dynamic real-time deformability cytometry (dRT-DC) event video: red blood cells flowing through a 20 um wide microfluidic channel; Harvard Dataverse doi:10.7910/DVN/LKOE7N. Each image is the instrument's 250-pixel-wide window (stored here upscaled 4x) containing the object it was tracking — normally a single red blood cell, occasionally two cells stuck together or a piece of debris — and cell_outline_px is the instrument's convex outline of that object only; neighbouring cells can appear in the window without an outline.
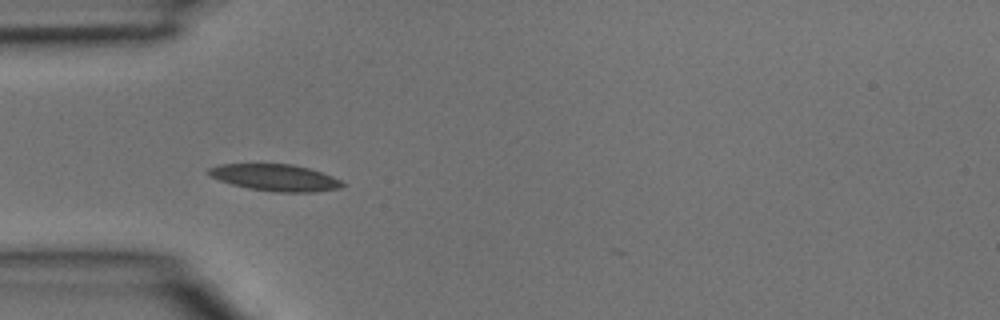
{"species": "common noctule bat (a hibernating species)", "species_latin": "Nyctalus noctula", "temperature_condition": "room temperature", "stored_images_in_passage": 5, "camera_frame_rate_fps": 3000, "um_per_image_px": 0.085, "animal": {"sex": "male", "body_mass_g": 15.6}, "frame": {"image": 1, "passage_image": 4, "time_ms": 1.0, "image_size_px": [1000, 320], "cell_outline_px": [[348, 184], [340, 188], [312, 192], [280, 192], [248, 188], [232, 184], [208, 176], [204, 172], [208, 168], [220, 164], [292, 164], [308, 168], [332, 176]], "centroid_in_image_um": [23.37, 15.09], "position_along_channel_um": 61.6, "area_um2": 20.81}}
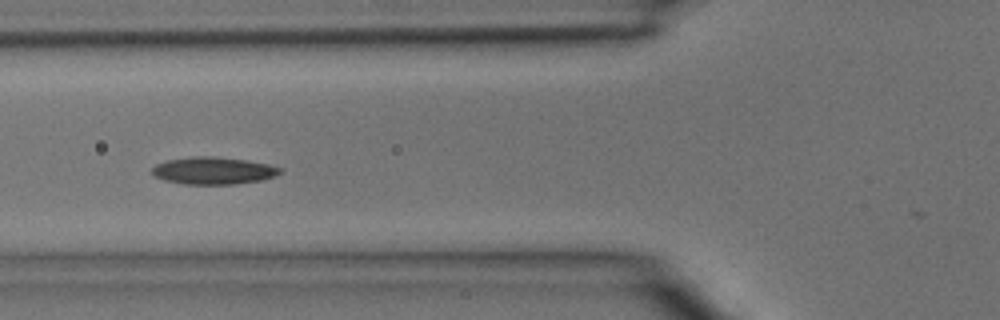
{"frame": {"image": 2, "passage_image": 5, "time_ms": 1.333, "image_size_px": [1000, 320], "cell_outline_px": [[284, 168], [276, 176], [260, 180], [236, 184], [184, 184], [164, 180], [156, 176], [152, 172], [152, 168], [156, 164], [168, 160], [196, 156], [212, 156], [248, 160], [268, 164]], "centroid_in_image_um": [18.17, 14.5], "position_along_channel_um": 107.6, "area_um2": 20.29}}